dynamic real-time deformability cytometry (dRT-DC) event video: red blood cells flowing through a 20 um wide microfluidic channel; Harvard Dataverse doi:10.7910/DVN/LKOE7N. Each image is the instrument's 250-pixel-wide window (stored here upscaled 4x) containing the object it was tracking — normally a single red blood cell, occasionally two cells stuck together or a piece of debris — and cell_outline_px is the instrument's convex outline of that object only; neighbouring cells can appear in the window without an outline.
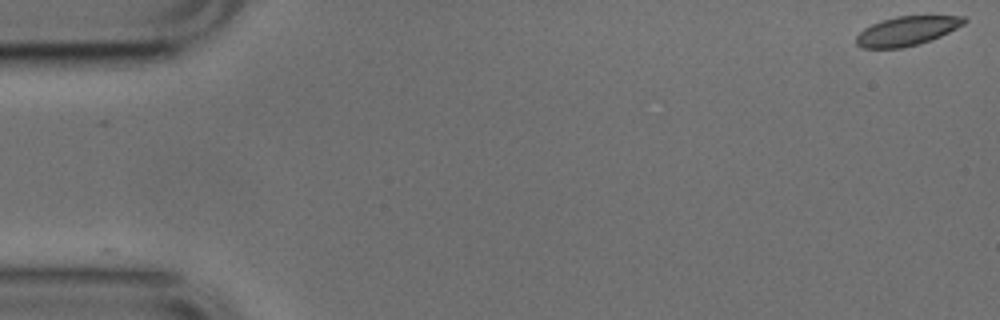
{"species": "common noctule bat (a hibernating species)", "species_latin": "Nyctalus noctula", "temperature_condition": "cold", "stored_images_in_passage": 38, "camera_frame_rate_fps": 3000, "um_per_image_px": 0.085, "animal": {"sex": "male", "body_mass_g": 17.9, "forearm_length_mm": 54.2}, "frame": {"image": 1, "passage_image": 1, "time_ms": 0.0, "image_size_px": [1000, 320], "cell_outline_px": [[968, 20], [964, 24], [940, 36], [916, 44], [900, 48], [860, 48], [856, 44], [856, 36], [864, 28], [872, 24], [896, 16], [964, 16]], "centroid_in_image_um": [77.06, 2.63], "position_along_channel_um": 7.9, "area_um2": 18.09}}
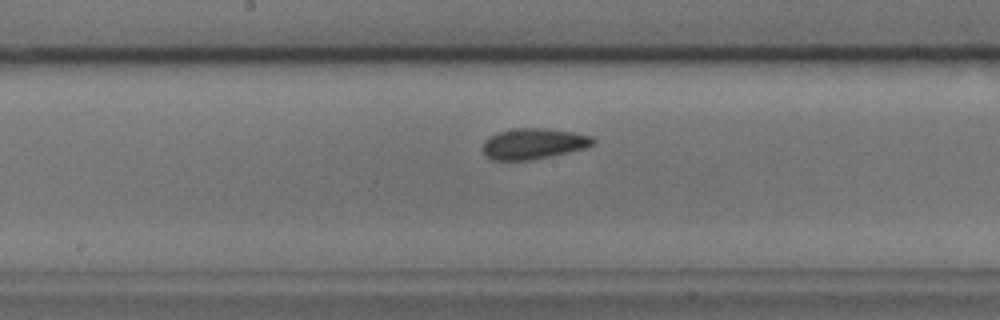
{"frame": {"image": 2, "passage_image": 27, "time_ms": 8.667, "image_size_px": [1000, 320], "cell_outline_px": [[596, 140], [588, 148], [532, 160], [492, 160], [484, 156], [480, 148], [484, 140], [488, 136], [500, 132], [520, 128], [548, 128], [572, 132], [592, 136]], "centroid_in_image_um": [45.31, 12.22], "position_along_channel_um": 202.9, "area_um2": 20.06}}
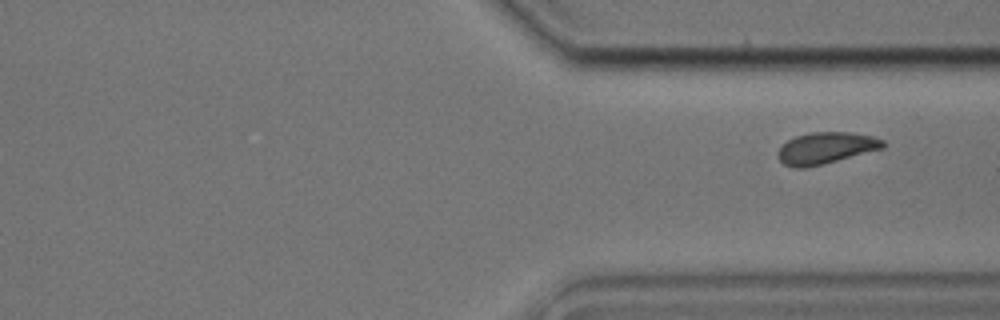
{"frame": {"image": 3, "passage_image": 38, "time_ms": 12.333, "image_size_px": [1000, 320], "cell_outline_px": [[888, 144], [884, 148], [824, 164], [804, 168], [796, 168], [784, 164], [776, 156], [776, 152], [788, 140], [796, 136], [812, 132], [848, 132], [872, 136], [884, 140]], "centroid_in_image_um": [70.21, 12.59], "position_along_channel_um": 341.2, "area_um2": 19.42}}